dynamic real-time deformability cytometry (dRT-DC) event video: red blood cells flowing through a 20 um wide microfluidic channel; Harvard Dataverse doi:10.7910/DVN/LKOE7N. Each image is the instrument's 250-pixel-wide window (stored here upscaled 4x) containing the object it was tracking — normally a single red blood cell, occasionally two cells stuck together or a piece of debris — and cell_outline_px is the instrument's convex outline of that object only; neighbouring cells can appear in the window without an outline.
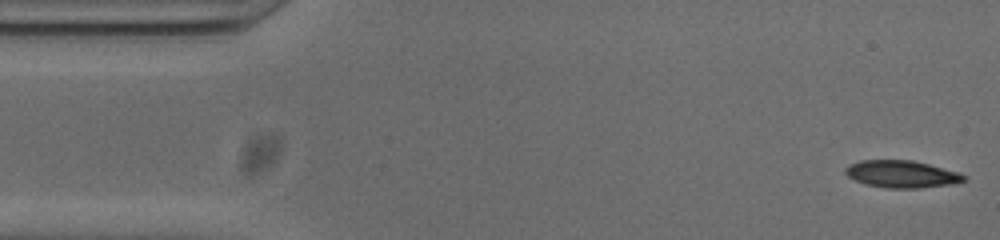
{"species": "common noctule bat (a hibernating species)", "species_latin": "Nyctalus noctula", "temperature_condition": "cold", "stored_images_in_passage": 51, "camera_frame_rate_fps": 3000, "um_per_image_px": 0.085, "animal": {"sex": "male", "body_mass_g": 20.0, "forearm_length_mm": 53.3}, "frame": {"image": 1, "passage_image": 1, "time_ms": 0.0, "image_size_px": [1000, 240], "cell_outline_px": [[968, 176], [964, 180], [952, 184], [920, 188], [888, 188], [864, 184], [848, 176], [844, 172], [844, 168], [848, 164], [860, 160], [912, 160], [960, 172]], "centroid_in_image_um": [76.63, 14.79], "position_along_channel_um": 8.4, "area_um2": 18.9}}
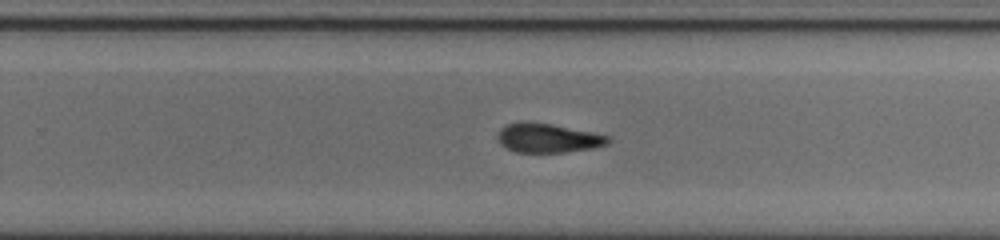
{"frame": {"image": 2, "passage_image": 31, "time_ms": 10.0, "image_size_px": [1000, 240], "cell_outline_px": [[612, 140], [608, 144], [592, 148], [564, 152], [516, 152], [500, 144], [496, 136], [500, 128], [504, 124], [520, 120], [528, 120], [552, 124], [592, 132], [608, 136]], "centroid_in_image_um": [46.51, 11.7], "position_along_channel_um": 283.3, "area_um2": 19.07}}
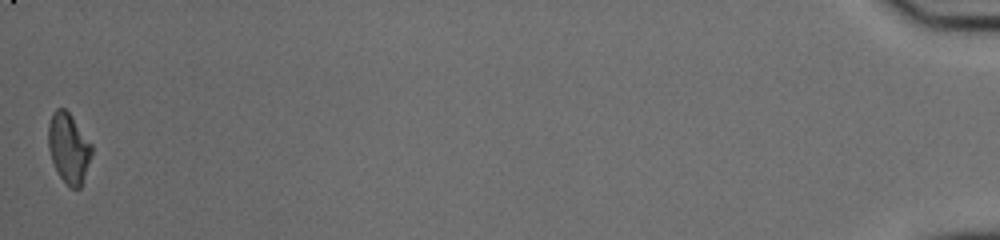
{"frame": {"image": 3, "passage_image": 51, "time_ms": 16.667, "image_size_px": [1000, 240], "cell_outline_px": [[92, 152], [80, 188], [72, 188], [60, 176], [52, 160], [48, 148], [48, 124], [52, 112], [56, 108], [64, 108], [72, 116], [92, 144]], "centroid_in_image_um": [5.82, 12.53], "position_along_channel_um": 429.4, "area_um2": 17.46}, "authors_computed_cell_mechanics": {"area_um2": 19.074, "velocity_mm_per_s": 3.8407, "shape_relaxation_time_tau1_ms": 4.815, "shape_relaxation_time_tau2_ms": 10.4363, "deformation_change_tau1": 0.1491, "deformation_change_tau2": 0.1972}}